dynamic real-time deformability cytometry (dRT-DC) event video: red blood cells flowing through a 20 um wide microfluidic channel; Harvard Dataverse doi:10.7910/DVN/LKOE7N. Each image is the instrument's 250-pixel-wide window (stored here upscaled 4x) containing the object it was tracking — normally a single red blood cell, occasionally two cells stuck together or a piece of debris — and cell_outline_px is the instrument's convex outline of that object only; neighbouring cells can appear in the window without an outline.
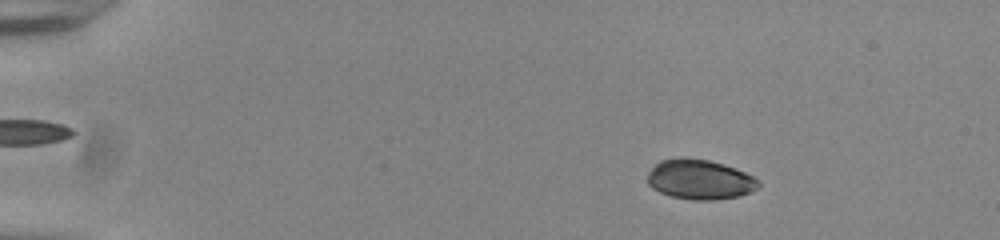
{"species": "common noctule bat (a hibernating species)", "species_latin": "Nyctalus noctula", "temperature_condition": "room temperature", "stored_images_in_passage": 55, "camera_frame_rate_fps": 3000, "um_per_image_px": 0.085, "animal": {"sex": "male", "body_mass_g": 20.0, "forearm_length_mm": 53.3}, "frame": {"image": 1, "passage_image": 9, "time_ms": 2.667, "image_size_px": [1000, 240], "cell_outline_px": [[760, 184], [752, 192], [740, 196], [712, 200], [692, 200], [672, 196], [660, 192], [652, 188], [648, 184], [648, 172], [660, 160], [708, 160], [724, 164], [736, 168], [752, 176]], "centroid_in_image_um": [59.5, 15.29], "position_along_channel_um": 25.5, "area_um2": 25.14}}
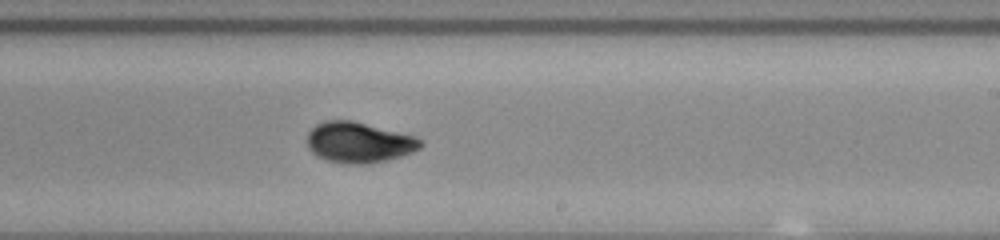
{"frame": {"image": 2, "passage_image": 35, "time_ms": 11.333, "image_size_px": [1000, 240], "cell_outline_px": [[424, 144], [420, 148], [412, 152], [388, 160], [368, 164], [352, 164], [328, 160], [316, 156], [308, 148], [308, 132], [316, 124], [324, 120], [352, 120], [416, 136]], "centroid_in_image_um": [30.51, 12.1], "position_along_channel_um": 258.5, "area_um2": 26.88}}
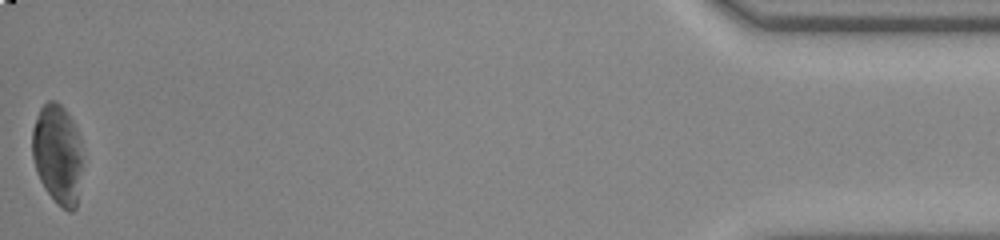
{"frame": {"image": 3, "passage_image": 55, "time_ms": 18.0, "image_size_px": [1000, 240], "cell_outline_px": [[84, 164], [76, 208], [72, 212], [68, 212], [44, 188], [36, 172], [32, 156], [32, 128], [36, 116], [40, 108], [48, 100], [56, 100], [68, 112], [76, 128], [80, 140]], "centroid_in_image_um": [4.91, 13.09], "position_along_channel_um": 430.3, "area_um2": 29.82}, "authors_computed_cell_mechanics": {"area_um2": 26.8192, "velocity_mm_per_s": 3.824, "shape_relaxation_time_tau1_ms": 2.2292, "shape_relaxation_time_tau2_ms": 4.8772, "deformation_change_tau1": 0.1185, "deformation_change_tau2": 0.0779}}